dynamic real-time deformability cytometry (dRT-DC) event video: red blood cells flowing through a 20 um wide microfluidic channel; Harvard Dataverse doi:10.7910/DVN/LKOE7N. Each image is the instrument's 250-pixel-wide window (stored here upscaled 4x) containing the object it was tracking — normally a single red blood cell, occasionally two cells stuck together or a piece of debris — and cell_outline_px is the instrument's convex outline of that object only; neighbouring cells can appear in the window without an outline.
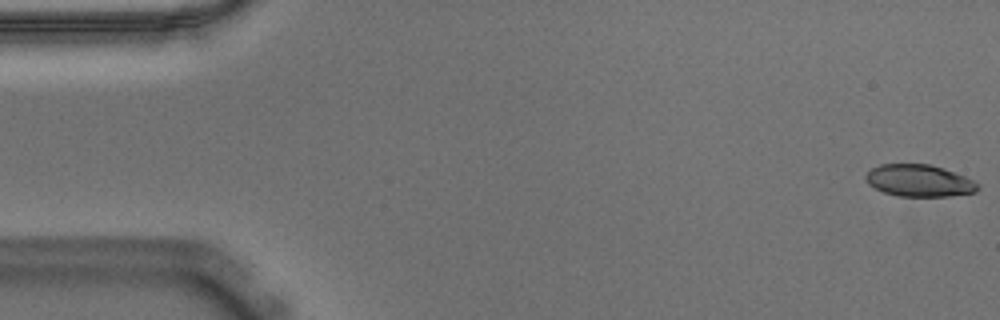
{"species": "Egyptian fruit bat (a non-hibernating species)", "species_latin": "Rousettus aegyptiacus", "temperature_condition": "warm", "stored_images_in_passage": 55, "camera_frame_rate_fps": 3000, "um_per_image_px": 0.085, "animal": {"sex": "male"}, "frame": {"image": 1, "passage_image": 1, "time_ms": 0.0, "image_size_px": [1000, 320], "cell_outline_px": [[980, 188], [976, 192], [948, 196], [896, 196], [884, 192], [868, 184], [864, 176], [872, 168], [880, 164], [928, 164], [944, 168], [964, 176], [980, 184]], "centroid_in_image_um": [78.13, 15.35], "position_along_channel_um": 6.9, "area_um2": 20.87}}
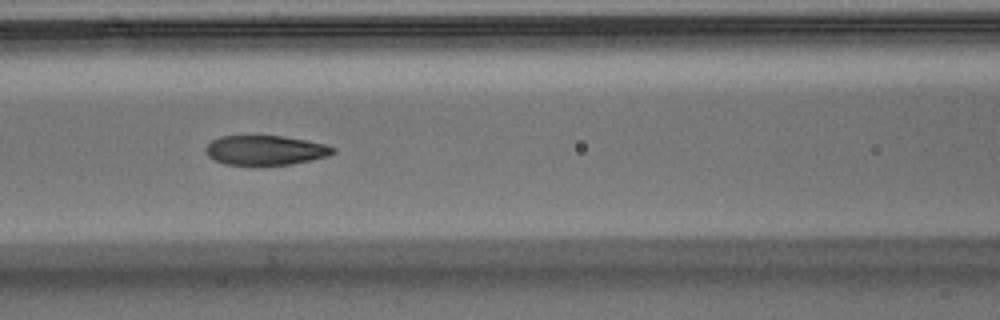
{"frame": {"image": 2, "passage_image": 23, "time_ms": 7.333, "image_size_px": [1000, 320], "cell_outline_px": [[336, 152], [328, 156], [312, 160], [292, 164], [224, 164], [212, 160], [208, 156], [204, 148], [212, 140], [220, 136], [284, 136], [324, 144], [336, 148]], "centroid_in_image_um": [22.55, 12.76], "position_along_channel_um": 144.1, "area_um2": 21.85}}
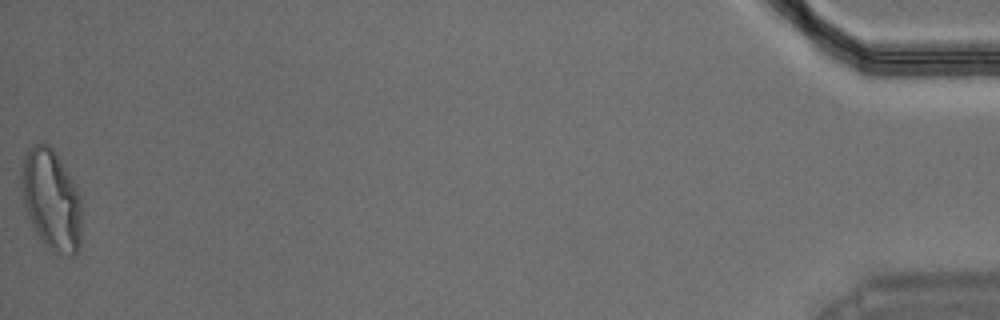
{"frame": {"image": 3, "passage_image": 55, "time_ms": 18.0, "image_size_px": [1000, 320], "cell_outline_px": [[80, 244], [76, 256], [72, 256], [52, 252], [44, 244], [36, 232], [28, 216], [24, 204], [20, 188], [20, 180], [24, 156], [28, 148], [32, 144], [40, 140], [44, 140], [56, 152], [72, 180], [80, 196]], "centroid_in_image_um": [4.33, 16.95], "position_along_channel_um": 430.9, "area_um2": 35.66}, "authors_computed_cell_mechanics": {"area_um2": 23.2356, "velocity_mm_per_s": 3.6495, "shape_relaxation_time_tau1_ms": 8.9265, "shape_relaxation_time_tau2_ms": 1.2782, "deformation_change_tau1": 0.2697, "deformation_change_tau2": 0.0713}}